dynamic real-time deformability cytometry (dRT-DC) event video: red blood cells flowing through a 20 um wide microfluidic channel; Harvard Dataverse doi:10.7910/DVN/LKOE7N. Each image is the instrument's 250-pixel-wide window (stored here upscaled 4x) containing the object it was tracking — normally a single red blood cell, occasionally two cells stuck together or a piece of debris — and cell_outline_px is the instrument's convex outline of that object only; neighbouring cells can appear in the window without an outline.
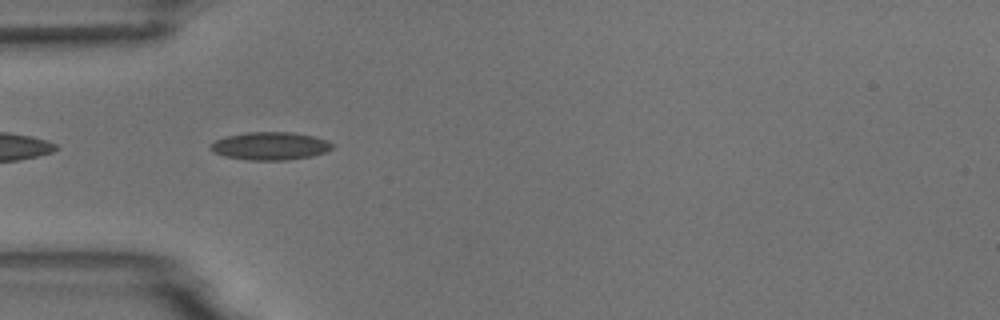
{"species": "common noctule bat (a hibernating species)", "species_latin": "Nyctalus noctula", "temperature_condition": "room temperature", "stored_images_in_passage": 5, "camera_frame_rate_fps": 3000, "um_per_image_px": 0.085, "animal": {"sex": "male", "body_mass_g": 18.8}, "frame": {"image": 1, "passage_image": 1, "time_ms": 0.0, "image_size_px": [1000, 320], "cell_outline_px": [[332, 148], [324, 152], [312, 156], [288, 160], [248, 160], [224, 156], [208, 148], [208, 144], [216, 140], [228, 136], [244, 132], [292, 132], [312, 136], [328, 140], [332, 144]], "centroid_in_image_um": [22.94, 12.41], "position_along_channel_um": 62.1, "area_um2": 19.77}}
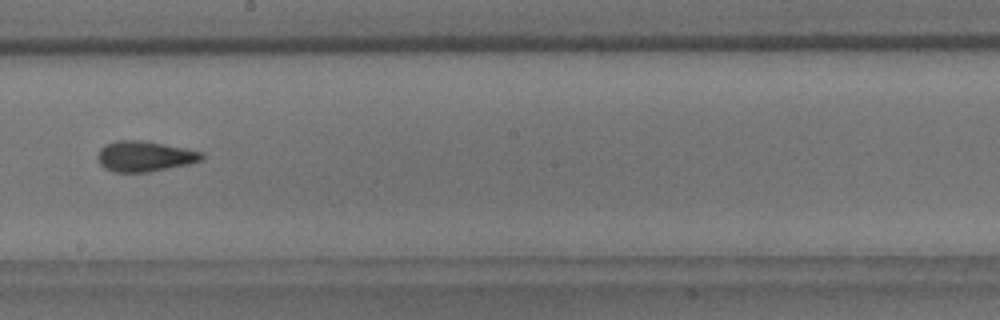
{"frame": {"image": 2, "passage_image": 5, "time_ms": 4.667, "image_size_px": [1000, 320], "cell_outline_px": [[204, 156], [200, 160], [188, 164], [148, 172], [112, 172], [104, 168], [100, 164], [96, 156], [100, 148], [104, 144], [116, 140], [140, 140], [188, 148], [204, 152]], "centroid_in_image_um": [12.26, 13.28], "position_along_channel_um": 235.9, "area_um2": 18.67}}